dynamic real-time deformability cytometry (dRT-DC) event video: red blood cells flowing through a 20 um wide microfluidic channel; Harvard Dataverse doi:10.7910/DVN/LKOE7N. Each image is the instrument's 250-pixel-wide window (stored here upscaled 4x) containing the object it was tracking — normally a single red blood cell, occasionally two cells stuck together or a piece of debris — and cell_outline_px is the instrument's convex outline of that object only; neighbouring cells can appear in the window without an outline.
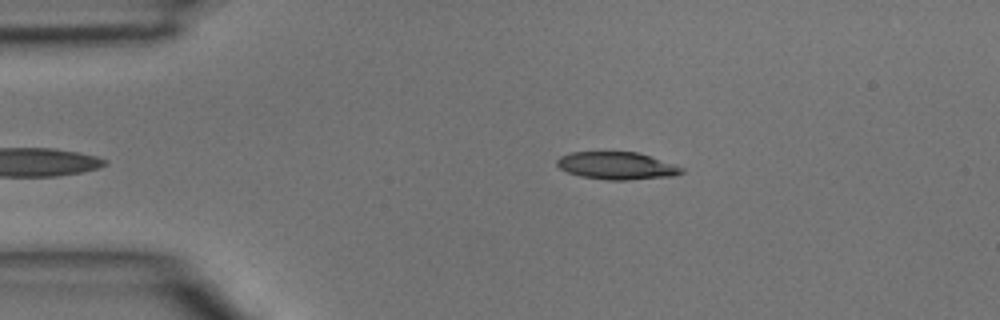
{"species": "common noctule bat (a hibernating species)", "species_latin": "Nyctalus noctula", "temperature_condition": "room temperature", "stored_images_in_passage": 37, "camera_frame_rate_fps": 3000, "um_per_image_px": 0.085, "animal": {"sex": "male", "body_mass_g": 15.6}, "frame": {"image": 1, "passage_image": 1, "time_ms": 0.0, "image_size_px": [1000, 320], "cell_outline_px": [[684, 172], [672, 176], [628, 180], [608, 180], [580, 176], [568, 172], [560, 168], [556, 164], [556, 160], [560, 156], [572, 152], [636, 152], [684, 168]], "centroid_in_image_um": [52.39, 14.09], "position_along_channel_um": 32.6, "area_um2": 19.71}}
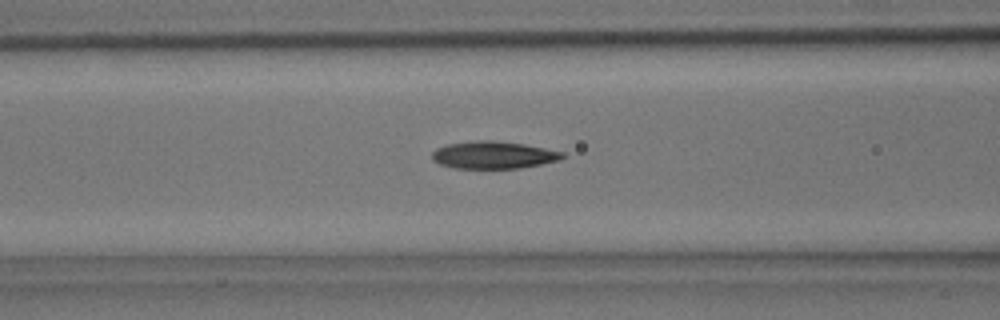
{"frame": {"image": 2, "passage_image": 10, "time_ms": 3.0, "image_size_px": [1000, 320], "cell_outline_px": [[564, 156], [560, 160], [520, 168], [452, 168], [440, 164], [432, 160], [432, 152], [436, 148], [448, 144], [476, 140], [496, 140], [524, 144], [564, 152]], "centroid_in_image_um": [41.92, 13.17], "position_along_channel_um": 124.7, "area_um2": 20.81}}
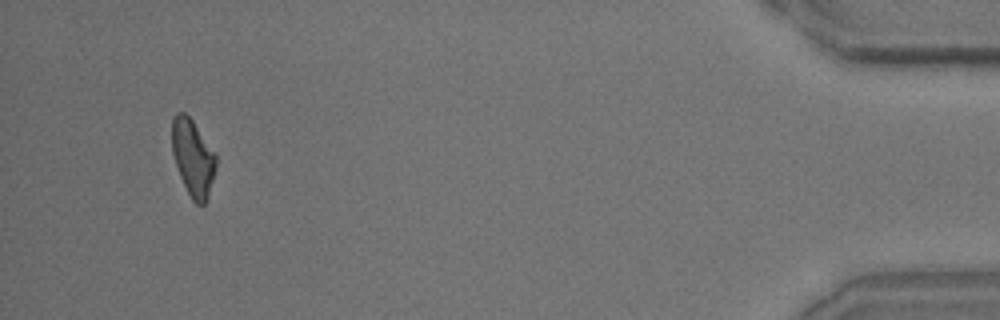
{"frame": {"image": 3, "passage_image": 35, "time_ms": 11.333, "image_size_px": [1000, 320], "cell_outline_px": [[216, 168], [208, 196], [204, 204], [196, 204], [192, 200], [180, 176], [172, 152], [172, 116], [176, 112], [184, 112], [192, 120], [216, 152]], "centroid_in_image_um": [16.4, 13.37], "position_along_channel_um": 418.8, "area_um2": 19.65}}